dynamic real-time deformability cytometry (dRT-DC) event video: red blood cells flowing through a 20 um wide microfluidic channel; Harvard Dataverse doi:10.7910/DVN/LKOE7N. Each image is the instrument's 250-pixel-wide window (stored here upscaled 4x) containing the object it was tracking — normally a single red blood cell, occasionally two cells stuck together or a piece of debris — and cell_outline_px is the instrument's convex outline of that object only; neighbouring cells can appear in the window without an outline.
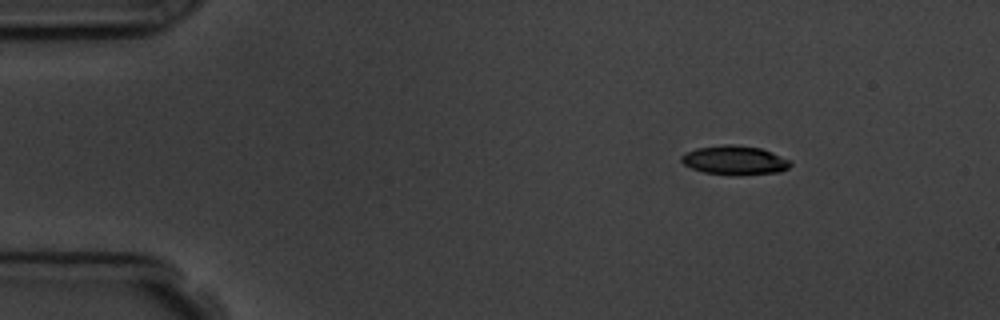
{"species": "common noctule bat (a hibernating species)", "species_latin": "Nyctalus noctula", "temperature_condition": "room temperature", "stored_images_in_passage": 7, "camera_frame_rate_fps": 3000, "um_per_image_px": 0.085, "animal": {"sex": "male", "body_mass_g": 19.5, "forearm_length_mm": 54.6}, "frame": {"image": 1, "passage_image": 2, "time_ms": 1.0, "image_size_px": [1000, 320], "cell_outline_px": [[792, 164], [788, 168], [780, 172], [704, 172], [692, 168], [684, 164], [680, 160], [680, 156], [684, 152], [696, 148], [724, 144], [736, 144], [760, 148], [772, 152], [792, 160]], "centroid_in_image_um": [62.43, 13.55], "position_along_channel_um": 22.6, "area_um2": 17.74}}
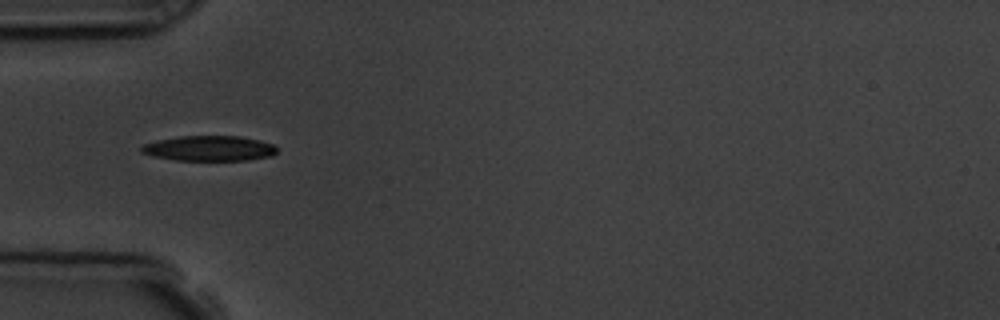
{"frame": {"image": 2, "passage_image": 5, "time_ms": 4.333, "image_size_px": [1000, 320], "cell_outline_px": [[276, 152], [272, 156], [248, 160], [176, 160], [152, 156], [140, 152], [140, 148], [144, 144], [156, 140], [180, 136], [240, 136], [260, 140], [272, 144], [276, 148]], "centroid_in_image_um": [17.77, 12.61], "position_along_channel_um": 67.2, "area_um2": 19.94}}